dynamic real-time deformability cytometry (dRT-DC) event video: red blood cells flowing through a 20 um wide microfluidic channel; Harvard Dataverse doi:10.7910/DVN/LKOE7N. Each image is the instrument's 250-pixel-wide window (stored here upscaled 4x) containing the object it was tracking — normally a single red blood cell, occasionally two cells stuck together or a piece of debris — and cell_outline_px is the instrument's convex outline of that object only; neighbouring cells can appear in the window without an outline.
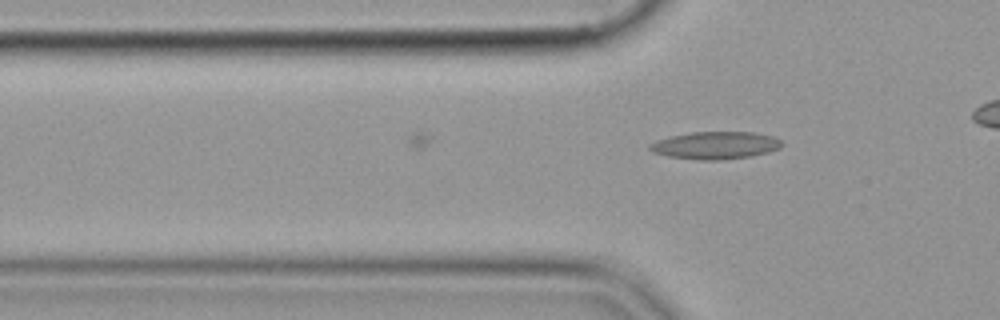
{"species": "common noctule bat (a hibernating species)", "species_latin": "Nyctalus noctula", "temperature_condition": "cold", "stored_images_in_passage": 12, "camera_frame_rate_fps": 3000, "um_per_image_px": 0.085, "animal": {"sex": "female", "body_mass_g": 19.9}, "frame": {"image": 1, "passage_image": 12, "time_ms": 3.667, "image_size_px": [1000, 320], "cell_outline_px": [[784, 144], [780, 148], [768, 152], [752, 156], [720, 160], [700, 160], [668, 156], [652, 152], [648, 148], [648, 144], [656, 140], [672, 136], [692, 132], [752, 132], [772, 136], [780, 140]], "centroid_in_image_um": [60.8, 12.36], "position_along_channel_um": 65.0, "area_um2": 21.15}}